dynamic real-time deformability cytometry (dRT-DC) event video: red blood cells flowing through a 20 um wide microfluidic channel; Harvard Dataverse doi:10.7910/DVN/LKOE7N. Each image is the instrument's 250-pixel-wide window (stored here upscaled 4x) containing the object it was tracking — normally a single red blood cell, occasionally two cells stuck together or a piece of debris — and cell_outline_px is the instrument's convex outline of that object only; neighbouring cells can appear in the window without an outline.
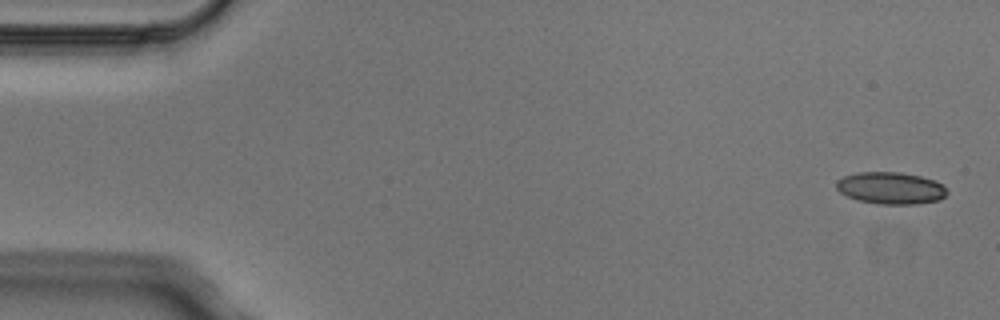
{"species": "Egyptian fruit bat (a non-hibernating species)", "species_latin": "Rousettus aegyptiacus", "temperature_condition": "cold", "stored_images_in_passage": 4, "camera_frame_rate_fps": 3000, "um_per_image_px": 0.085, "animal": {"sex": "male"}, "frame": {"image": 1, "passage_image": 1, "time_ms": 0.0, "image_size_px": [1000, 320], "cell_outline_px": [[948, 192], [940, 200], [916, 204], [876, 204], [860, 200], [848, 196], [840, 192], [836, 188], [836, 180], [844, 176], [856, 172], [900, 172], [920, 176], [936, 180], [944, 184]], "centroid_in_image_um": [75.73, 15.98], "position_along_channel_um": 9.3, "area_um2": 20.81}}